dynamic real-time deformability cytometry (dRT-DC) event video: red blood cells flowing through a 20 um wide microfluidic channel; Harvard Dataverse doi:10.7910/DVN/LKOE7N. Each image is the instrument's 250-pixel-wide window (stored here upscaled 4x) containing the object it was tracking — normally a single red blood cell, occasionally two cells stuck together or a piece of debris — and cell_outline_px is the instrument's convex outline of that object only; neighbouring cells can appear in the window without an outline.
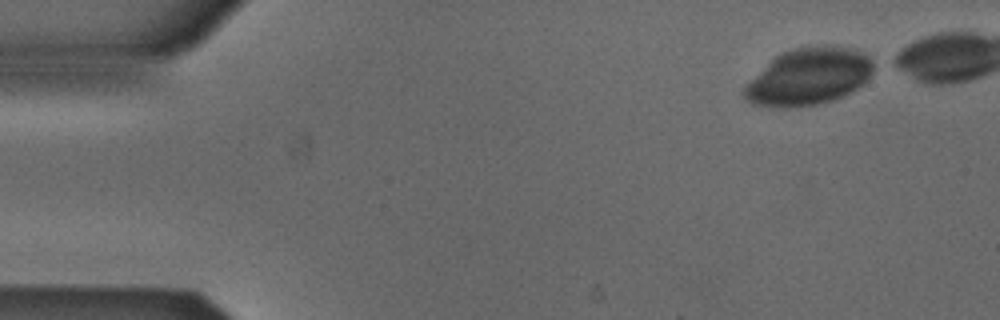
{"species": "Egyptian fruit bat (a non-hibernating species)", "species_latin": "Rousettus aegyptiacus", "temperature_condition": "cold", "stored_images_in_passage": 40, "camera_frame_rate_fps": 3000, "um_per_image_px": 0.085, "animal": {"sex": "male"}, "frame": {"image": 1, "passage_image": 1, "time_ms": 0.0, "image_size_px": [1000, 320], "cell_outline_px": [[872, 72], [856, 88], [832, 100], [816, 104], [784, 108], [752, 104], [744, 96], [744, 84], [780, 52], [792, 48], [812, 44], [828, 44], [856, 48], [864, 52], [872, 60]], "centroid_in_image_um": [68.71, 6.46], "position_along_channel_um": 16.3, "area_um2": 42.95}}